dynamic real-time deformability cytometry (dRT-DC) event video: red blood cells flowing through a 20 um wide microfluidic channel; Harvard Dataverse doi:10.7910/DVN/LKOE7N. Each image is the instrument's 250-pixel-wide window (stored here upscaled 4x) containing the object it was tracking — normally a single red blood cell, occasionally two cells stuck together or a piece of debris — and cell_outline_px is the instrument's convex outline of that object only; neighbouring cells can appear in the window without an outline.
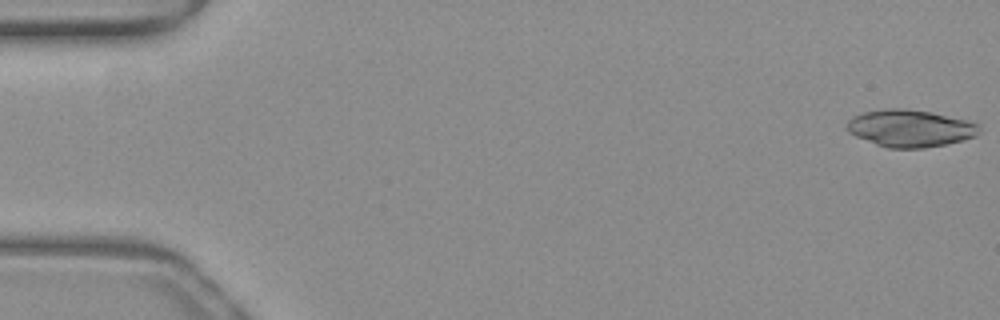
{"species": "common noctule bat (a hibernating species)", "species_latin": "Nyctalus noctula", "temperature_condition": "warm", "stored_images_in_passage": 48, "camera_frame_rate_fps": 3000, "um_per_image_px": 0.085, "animal": {"sex": "female", "body_mass_g": 19.3, "forearm_length_mm": 54.1}, "frame": {"image": 1, "passage_image": 1, "time_ms": 0.0, "image_size_px": [1000, 320], "cell_outline_px": [[980, 132], [976, 136], [944, 144], [924, 148], [888, 148], [876, 144], [856, 136], [848, 132], [844, 124], [852, 116], [864, 112], [884, 108], [904, 108], [932, 112], [968, 120], [980, 124]], "centroid_in_image_um": [77.34, 10.89], "position_along_channel_um": 7.7, "area_um2": 28.84}}